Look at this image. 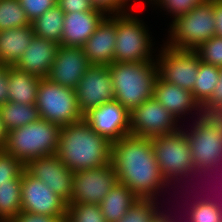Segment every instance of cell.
Segmentation results:
<instances>
[{"mask_svg":"<svg viewBox=\"0 0 222 222\" xmlns=\"http://www.w3.org/2000/svg\"><path fill=\"white\" fill-rule=\"evenodd\" d=\"M215 35L222 37V0H213Z\"/></svg>","mask_w":222,"mask_h":222,"instance_id":"obj_41","label":"cell"},{"mask_svg":"<svg viewBox=\"0 0 222 222\" xmlns=\"http://www.w3.org/2000/svg\"><path fill=\"white\" fill-rule=\"evenodd\" d=\"M112 143L82 120L61 127L56 155L73 172L111 164Z\"/></svg>","mask_w":222,"mask_h":222,"instance_id":"obj_2","label":"cell"},{"mask_svg":"<svg viewBox=\"0 0 222 222\" xmlns=\"http://www.w3.org/2000/svg\"><path fill=\"white\" fill-rule=\"evenodd\" d=\"M89 66L82 47L60 45L47 79L75 90Z\"/></svg>","mask_w":222,"mask_h":222,"instance_id":"obj_17","label":"cell"},{"mask_svg":"<svg viewBox=\"0 0 222 222\" xmlns=\"http://www.w3.org/2000/svg\"><path fill=\"white\" fill-rule=\"evenodd\" d=\"M31 25L19 0H0V31Z\"/></svg>","mask_w":222,"mask_h":222,"instance_id":"obj_29","label":"cell"},{"mask_svg":"<svg viewBox=\"0 0 222 222\" xmlns=\"http://www.w3.org/2000/svg\"><path fill=\"white\" fill-rule=\"evenodd\" d=\"M64 15L63 10L56 4L42 16L37 17L31 22L34 35L60 45L64 27Z\"/></svg>","mask_w":222,"mask_h":222,"instance_id":"obj_26","label":"cell"},{"mask_svg":"<svg viewBox=\"0 0 222 222\" xmlns=\"http://www.w3.org/2000/svg\"><path fill=\"white\" fill-rule=\"evenodd\" d=\"M152 147L161 174L170 186L171 182L180 183V180L192 175L199 177L192 162L189 141L182 128L173 134L153 137Z\"/></svg>","mask_w":222,"mask_h":222,"instance_id":"obj_8","label":"cell"},{"mask_svg":"<svg viewBox=\"0 0 222 222\" xmlns=\"http://www.w3.org/2000/svg\"><path fill=\"white\" fill-rule=\"evenodd\" d=\"M22 174L0 185V220L10 222L21 211Z\"/></svg>","mask_w":222,"mask_h":222,"instance_id":"obj_27","label":"cell"},{"mask_svg":"<svg viewBox=\"0 0 222 222\" xmlns=\"http://www.w3.org/2000/svg\"><path fill=\"white\" fill-rule=\"evenodd\" d=\"M111 165L118 182L128 186L139 199L158 201L157 196L169 188L158 167L152 138L128 134L112 143Z\"/></svg>","mask_w":222,"mask_h":222,"instance_id":"obj_1","label":"cell"},{"mask_svg":"<svg viewBox=\"0 0 222 222\" xmlns=\"http://www.w3.org/2000/svg\"><path fill=\"white\" fill-rule=\"evenodd\" d=\"M168 27V38L164 44L179 50H196L215 36L213 0H205L171 21Z\"/></svg>","mask_w":222,"mask_h":222,"instance_id":"obj_7","label":"cell"},{"mask_svg":"<svg viewBox=\"0 0 222 222\" xmlns=\"http://www.w3.org/2000/svg\"><path fill=\"white\" fill-rule=\"evenodd\" d=\"M42 78L8 65V99L21 104L36 103L37 89Z\"/></svg>","mask_w":222,"mask_h":222,"instance_id":"obj_23","label":"cell"},{"mask_svg":"<svg viewBox=\"0 0 222 222\" xmlns=\"http://www.w3.org/2000/svg\"><path fill=\"white\" fill-rule=\"evenodd\" d=\"M159 204L156 200L139 199L119 222H151L160 211Z\"/></svg>","mask_w":222,"mask_h":222,"instance_id":"obj_32","label":"cell"},{"mask_svg":"<svg viewBox=\"0 0 222 222\" xmlns=\"http://www.w3.org/2000/svg\"><path fill=\"white\" fill-rule=\"evenodd\" d=\"M118 183L111 164L74 172L72 198L69 203L100 204L105 195Z\"/></svg>","mask_w":222,"mask_h":222,"instance_id":"obj_12","label":"cell"},{"mask_svg":"<svg viewBox=\"0 0 222 222\" xmlns=\"http://www.w3.org/2000/svg\"><path fill=\"white\" fill-rule=\"evenodd\" d=\"M61 127L44 119L7 132L3 151L26 165L30 160L57 153Z\"/></svg>","mask_w":222,"mask_h":222,"instance_id":"obj_5","label":"cell"},{"mask_svg":"<svg viewBox=\"0 0 222 222\" xmlns=\"http://www.w3.org/2000/svg\"><path fill=\"white\" fill-rule=\"evenodd\" d=\"M139 198L122 183H116L99 204L107 222H119Z\"/></svg>","mask_w":222,"mask_h":222,"instance_id":"obj_24","label":"cell"},{"mask_svg":"<svg viewBox=\"0 0 222 222\" xmlns=\"http://www.w3.org/2000/svg\"><path fill=\"white\" fill-rule=\"evenodd\" d=\"M25 170L34 178L41 180L67 203L70 202L74 172L68 169L56 154L30 160L25 165Z\"/></svg>","mask_w":222,"mask_h":222,"instance_id":"obj_15","label":"cell"},{"mask_svg":"<svg viewBox=\"0 0 222 222\" xmlns=\"http://www.w3.org/2000/svg\"><path fill=\"white\" fill-rule=\"evenodd\" d=\"M171 214H166L163 211H159L154 218L151 220V222H179L175 221L174 216H170Z\"/></svg>","mask_w":222,"mask_h":222,"instance_id":"obj_44","label":"cell"},{"mask_svg":"<svg viewBox=\"0 0 222 222\" xmlns=\"http://www.w3.org/2000/svg\"><path fill=\"white\" fill-rule=\"evenodd\" d=\"M96 7L104 10L107 14L118 13V0H90Z\"/></svg>","mask_w":222,"mask_h":222,"instance_id":"obj_42","label":"cell"},{"mask_svg":"<svg viewBox=\"0 0 222 222\" xmlns=\"http://www.w3.org/2000/svg\"><path fill=\"white\" fill-rule=\"evenodd\" d=\"M75 91L83 115L93 108L114 101V87L108 66H89Z\"/></svg>","mask_w":222,"mask_h":222,"instance_id":"obj_13","label":"cell"},{"mask_svg":"<svg viewBox=\"0 0 222 222\" xmlns=\"http://www.w3.org/2000/svg\"><path fill=\"white\" fill-rule=\"evenodd\" d=\"M84 119L111 143L130 134V112L115 100L91 109Z\"/></svg>","mask_w":222,"mask_h":222,"instance_id":"obj_16","label":"cell"},{"mask_svg":"<svg viewBox=\"0 0 222 222\" xmlns=\"http://www.w3.org/2000/svg\"><path fill=\"white\" fill-rule=\"evenodd\" d=\"M219 68L200 62L197 72V80L193 87V97L202 107L212 96V93L218 83Z\"/></svg>","mask_w":222,"mask_h":222,"instance_id":"obj_28","label":"cell"},{"mask_svg":"<svg viewBox=\"0 0 222 222\" xmlns=\"http://www.w3.org/2000/svg\"><path fill=\"white\" fill-rule=\"evenodd\" d=\"M107 15L100 8L88 12L65 13L60 45L82 47Z\"/></svg>","mask_w":222,"mask_h":222,"instance_id":"obj_21","label":"cell"},{"mask_svg":"<svg viewBox=\"0 0 222 222\" xmlns=\"http://www.w3.org/2000/svg\"><path fill=\"white\" fill-rule=\"evenodd\" d=\"M195 119L193 126L189 125L191 129L181 128L189 141L196 173L213 177V172L217 175L222 169V116L202 115Z\"/></svg>","mask_w":222,"mask_h":222,"instance_id":"obj_4","label":"cell"},{"mask_svg":"<svg viewBox=\"0 0 222 222\" xmlns=\"http://www.w3.org/2000/svg\"><path fill=\"white\" fill-rule=\"evenodd\" d=\"M60 45L34 36L14 67L40 78H47Z\"/></svg>","mask_w":222,"mask_h":222,"instance_id":"obj_20","label":"cell"},{"mask_svg":"<svg viewBox=\"0 0 222 222\" xmlns=\"http://www.w3.org/2000/svg\"><path fill=\"white\" fill-rule=\"evenodd\" d=\"M25 170V165L12 155L0 150V185L8 184L18 178Z\"/></svg>","mask_w":222,"mask_h":222,"instance_id":"obj_35","label":"cell"},{"mask_svg":"<svg viewBox=\"0 0 222 222\" xmlns=\"http://www.w3.org/2000/svg\"><path fill=\"white\" fill-rule=\"evenodd\" d=\"M146 1L148 2L147 5L150 4L152 6L153 0H145V1L141 0V2H146ZM132 2L135 4V5L133 4L132 8L140 7V4H138V3H141L140 0L138 2H137V0H118V13L126 12L129 10L131 11L132 10V8H131ZM135 2H137V3H135Z\"/></svg>","mask_w":222,"mask_h":222,"instance_id":"obj_43","label":"cell"},{"mask_svg":"<svg viewBox=\"0 0 222 222\" xmlns=\"http://www.w3.org/2000/svg\"><path fill=\"white\" fill-rule=\"evenodd\" d=\"M153 97L164 108L169 110L178 122H181L183 119L185 121V117L190 114H192V117L195 114L197 117L203 115L202 107L194 99L191 91L168 83L159 76L154 85ZM192 111L195 112L193 113Z\"/></svg>","mask_w":222,"mask_h":222,"instance_id":"obj_19","label":"cell"},{"mask_svg":"<svg viewBox=\"0 0 222 222\" xmlns=\"http://www.w3.org/2000/svg\"><path fill=\"white\" fill-rule=\"evenodd\" d=\"M154 97L130 112V134L145 138L176 133L182 127ZM179 126V127H178Z\"/></svg>","mask_w":222,"mask_h":222,"instance_id":"obj_11","label":"cell"},{"mask_svg":"<svg viewBox=\"0 0 222 222\" xmlns=\"http://www.w3.org/2000/svg\"><path fill=\"white\" fill-rule=\"evenodd\" d=\"M133 11H136L135 8L116 13L115 62L138 63L156 58V50L153 48L155 38L150 34L144 19Z\"/></svg>","mask_w":222,"mask_h":222,"instance_id":"obj_6","label":"cell"},{"mask_svg":"<svg viewBox=\"0 0 222 222\" xmlns=\"http://www.w3.org/2000/svg\"><path fill=\"white\" fill-rule=\"evenodd\" d=\"M203 63L222 67V37L213 36L194 50Z\"/></svg>","mask_w":222,"mask_h":222,"instance_id":"obj_33","label":"cell"},{"mask_svg":"<svg viewBox=\"0 0 222 222\" xmlns=\"http://www.w3.org/2000/svg\"><path fill=\"white\" fill-rule=\"evenodd\" d=\"M35 106L41 119L60 127L84 118L78 106L76 91L56 84L47 78L40 80Z\"/></svg>","mask_w":222,"mask_h":222,"instance_id":"obj_9","label":"cell"},{"mask_svg":"<svg viewBox=\"0 0 222 222\" xmlns=\"http://www.w3.org/2000/svg\"><path fill=\"white\" fill-rule=\"evenodd\" d=\"M156 53L158 76L179 88L193 91L199 70V55L192 50H179L160 44Z\"/></svg>","mask_w":222,"mask_h":222,"instance_id":"obj_10","label":"cell"},{"mask_svg":"<svg viewBox=\"0 0 222 222\" xmlns=\"http://www.w3.org/2000/svg\"><path fill=\"white\" fill-rule=\"evenodd\" d=\"M0 117L7 132L38 121L40 114L34 104L6 102L0 107Z\"/></svg>","mask_w":222,"mask_h":222,"instance_id":"obj_25","label":"cell"},{"mask_svg":"<svg viewBox=\"0 0 222 222\" xmlns=\"http://www.w3.org/2000/svg\"><path fill=\"white\" fill-rule=\"evenodd\" d=\"M66 216H51L20 211L10 222H64Z\"/></svg>","mask_w":222,"mask_h":222,"instance_id":"obj_39","label":"cell"},{"mask_svg":"<svg viewBox=\"0 0 222 222\" xmlns=\"http://www.w3.org/2000/svg\"><path fill=\"white\" fill-rule=\"evenodd\" d=\"M203 115L222 116V67L219 68L218 83L211 98L202 106Z\"/></svg>","mask_w":222,"mask_h":222,"instance_id":"obj_37","label":"cell"},{"mask_svg":"<svg viewBox=\"0 0 222 222\" xmlns=\"http://www.w3.org/2000/svg\"><path fill=\"white\" fill-rule=\"evenodd\" d=\"M67 202L54 193L41 180L34 178L26 170L22 173L21 211L66 216Z\"/></svg>","mask_w":222,"mask_h":222,"instance_id":"obj_14","label":"cell"},{"mask_svg":"<svg viewBox=\"0 0 222 222\" xmlns=\"http://www.w3.org/2000/svg\"><path fill=\"white\" fill-rule=\"evenodd\" d=\"M34 36L32 25L0 31V63L14 66Z\"/></svg>","mask_w":222,"mask_h":222,"instance_id":"obj_22","label":"cell"},{"mask_svg":"<svg viewBox=\"0 0 222 222\" xmlns=\"http://www.w3.org/2000/svg\"><path fill=\"white\" fill-rule=\"evenodd\" d=\"M56 4L64 13L88 12L96 8L90 0H57Z\"/></svg>","mask_w":222,"mask_h":222,"instance_id":"obj_38","label":"cell"},{"mask_svg":"<svg viewBox=\"0 0 222 222\" xmlns=\"http://www.w3.org/2000/svg\"><path fill=\"white\" fill-rule=\"evenodd\" d=\"M116 13L108 14L82 46L90 65L109 66L114 62Z\"/></svg>","mask_w":222,"mask_h":222,"instance_id":"obj_18","label":"cell"},{"mask_svg":"<svg viewBox=\"0 0 222 222\" xmlns=\"http://www.w3.org/2000/svg\"><path fill=\"white\" fill-rule=\"evenodd\" d=\"M187 214L188 222H221L222 209L209 203L205 196L204 198H197L196 202H191ZM191 210V211H190Z\"/></svg>","mask_w":222,"mask_h":222,"instance_id":"obj_31","label":"cell"},{"mask_svg":"<svg viewBox=\"0 0 222 222\" xmlns=\"http://www.w3.org/2000/svg\"><path fill=\"white\" fill-rule=\"evenodd\" d=\"M64 222H107L98 204L68 203Z\"/></svg>","mask_w":222,"mask_h":222,"instance_id":"obj_30","label":"cell"},{"mask_svg":"<svg viewBox=\"0 0 222 222\" xmlns=\"http://www.w3.org/2000/svg\"><path fill=\"white\" fill-rule=\"evenodd\" d=\"M204 1L205 0H153L152 7L154 5L156 8L155 10L159 8L163 9L164 13L166 11V15H170L173 21L177 17L188 13L195 6Z\"/></svg>","mask_w":222,"mask_h":222,"instance_id":"obj_34","label":"cell"},{"mask_svg":"<svg viewBox=\"0 0 222 222\" xmlns=\"http://www.w3.org/2000/svg\"><path fill=\"white\" fill-rule=\"evenodd\" d=\"M6 139H7V130L5 126L3 125L1 117H0V150L3 149Z\"/></svg>","mask_w":222,"mask_h":222,"instance_id":"obj_45","label":"cell"},{"mask_svg":"<svg viewBox=\"0 0 222 222\" xmlns=\"http://www.w3.org/2000/svg\"><path fill=\"white\" fill-rule=\"evenodd\" d=\"M8 99V65L0 63V107Z\"/></svg>","mask_w":222,"mask_h":222,"instance_id":"obj_40","label":"cell"},{"mask_svg":"<svg viewBox=\"0 0 222 222\" xmlns=\"http://www.w3.org/2000/svg\"><path fill=\"white\" fill-rule=\"evenodd\" d=\"M114 87V100L131 112L153 97L158 78L157 61L138 63L113 62L109 66Z\"/></svg>","mask_w":222,"mask_h":222,"instance_id":"obj_3","label":"cell"},{"mask_svg":"<svg viewBox=\"0 0 222 222\" xmlns=\"http://www.w3.org/2000/svg\"><path fill=\"white\" fill-rule=\"evenodd\" d=\"M30 22L42 16L57 3V0H19Z\"/></svg>","mask_w":222,"mask_h":222,"instance_id":"obj_36","label":"cell"},{"mask_svg":"<svg viewBox=\"0 0 222 222\" xmlns=\"http://www.w3.org/2000/svg\"><path fill=\"white\" fill-rule=\"evenodd\" d=\"M221 190V189H220ZM219 190V191H220ZM208 197V198H207ZM205 199L209 202V203H211V204H214L215 206H217V207H219V208H221L222 209V204H221V201H219L218 200V198H211L209 195L207 196ZM210 197V198H209ZM219 197H221V196H219ZM217 199V200H216ZM219 201V202H218Z\"/></svg>","mask_w":222,"mask_h":222,"instance_id":"obj_46","label":"cell"}]
</instances>
